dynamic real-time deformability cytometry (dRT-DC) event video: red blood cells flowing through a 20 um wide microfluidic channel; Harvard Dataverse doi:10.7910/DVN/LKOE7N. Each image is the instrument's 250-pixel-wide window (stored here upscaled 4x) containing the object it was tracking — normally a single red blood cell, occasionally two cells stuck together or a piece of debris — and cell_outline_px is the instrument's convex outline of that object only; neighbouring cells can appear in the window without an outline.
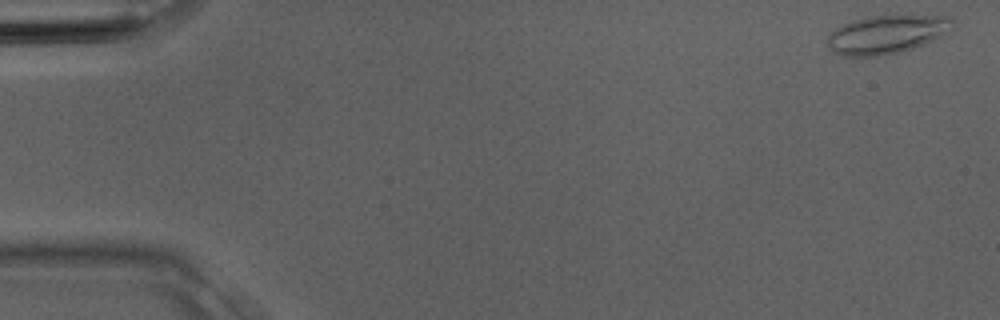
{"species": "Egyptian fruit bat (a non-hibernating species)", "species_latin": "Rousettus aegyptiacus", "temperature_condition": "room temperature", "stored_images_in_passage": 3, "camera_frame_rate_fps": 3000, "um_per_image_px": 0.085, "animal": {"sex": "male"}, "frame": {"image": 1, "passage_image": 1, "time_ms": 0.0, "image_size_px": [1000, 320], "cell_outline_px": [[956, 28], [924, 44], [912, 48], [896, 52], [876, 56], [844, 56], [832, 52], [828, 48], [828, 36], [836, 28], [852, 20], [868, 16], [948, 16], [952, 20]], "centroid_in_image_um": [75.36, 2.92], "position_along_channel_um": 9.6, "area_um2": 27.8}}